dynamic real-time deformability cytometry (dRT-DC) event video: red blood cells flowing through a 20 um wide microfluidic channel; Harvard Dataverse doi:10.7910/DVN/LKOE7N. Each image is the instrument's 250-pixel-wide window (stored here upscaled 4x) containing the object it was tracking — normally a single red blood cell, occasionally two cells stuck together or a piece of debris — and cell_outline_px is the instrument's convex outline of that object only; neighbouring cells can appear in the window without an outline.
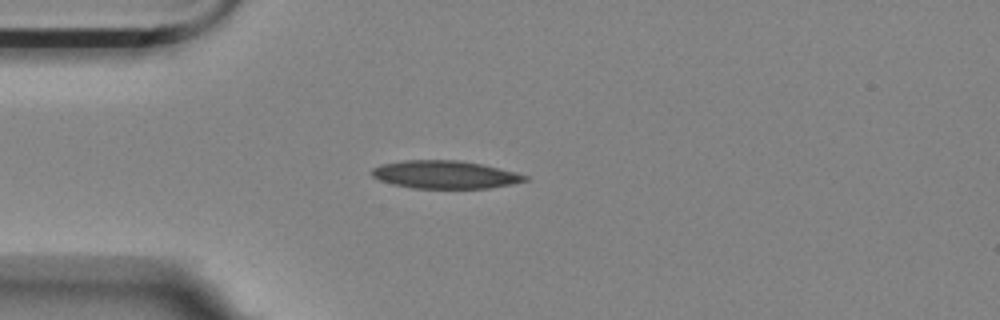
{"species": "Egyptian fruit bat (a non-hibernating species)", "species_latin": "Rousettus aegyptiacus", "temperature_condition": "room temperature", "stored_images_in_passage": 9, "camera_frame_rate_fps": 3000, "um_per_image_px": 0.085, "animal": {"sex": "female"}, "frame": {"image": 1, "passage_image": 3, "time_ms": 2.667, "image_size_px": [1000, 320], "cell_outline_px": [[528, 180], [512, 184], [488, 188], [412, 188], [392, 184], [380, 180], [372, 176], [372, 168], [380, 164], [404, 160], [460, 160], [480, 164], [516, 172], [528, 176]], "centroid_in_image_um": [37.81, 14.84], "position_along_channel_um": 47.2, "area_um2": 24.85}}
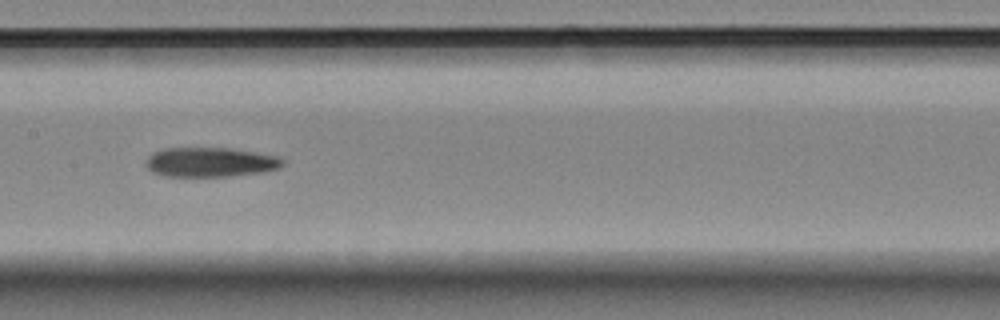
{"frame": {"image": 2, "passage_image": 7, "time_ms": 7.0, "image_size_px": [1000, 320], "cell_outline_px": [[284, 164], [280, 168], [264, 172], [228, 176], [164, 176], [152, 172], [144, 164], [148, 156], [152, 152], [164, 148], [228, 148], [280, 156], [284, 160]], "centroid_in_image_um": [17.88, 13.78], "position_along_channel_um": 189.5, "area_um2": 23.7}}
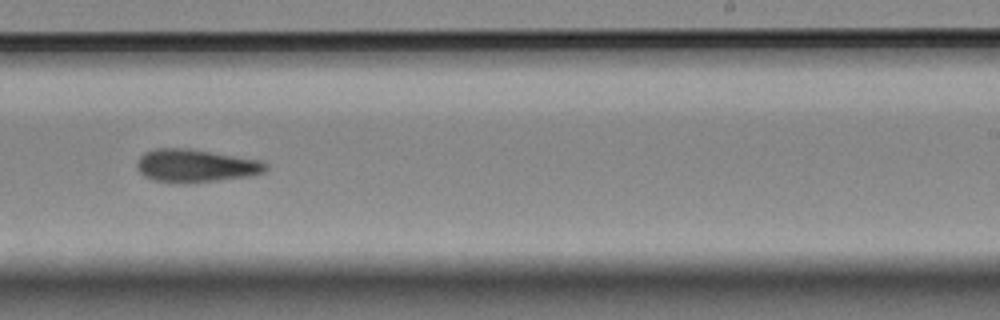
{"frame": {"image": 3, "passage_image": 9, "time_ms": 9.333, "image_size_px": [1000, 320], "cell_outline_px": [[268, 168], [264, 172], [248, 176], [184, 184], [152, 180], [144, 176], [136, 168], [136, 164], [140, 156], [144, 152], [156, 148], [188, 148], [264, 160], [268, 164]], "centroid_in_image_um": [16.63, 14.08], "position_along_channel_um": 272.4, "area_um2": 25.03}}